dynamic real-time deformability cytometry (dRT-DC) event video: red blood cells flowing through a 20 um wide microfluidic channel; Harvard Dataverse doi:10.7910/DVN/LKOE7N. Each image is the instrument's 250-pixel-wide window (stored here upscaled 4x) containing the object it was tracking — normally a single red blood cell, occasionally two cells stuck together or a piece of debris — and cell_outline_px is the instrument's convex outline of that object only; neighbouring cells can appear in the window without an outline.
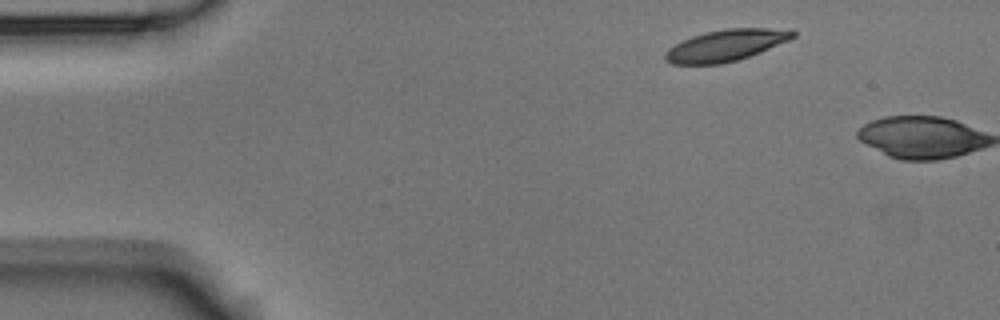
{"species": "Egyptian fruit bat (a non-hibernating species)", "species_latin": "Rousettus aegyptiacus", "temperature_condition": "room temperature", "stored_images_in_passage": 3, "camera_frame_rate_fps": 3000, "um_per_image_px": 0.085, "animal": {"sex": "male"}, "frame": {"image": 1, "passage_image": 1, "time_ms": 0.0, "image_size_px": [1000, 320], "cell_outline_px": [[796, 36], [788, 40], [760, 52], [736, 60], [720, 64], [672, 64], [664, 60], [664, 52], [668, 48], [692, 36], [704, 32], [724, 28], [792, 28], [796, 32]], "centroid_in_image_um": [61.71, 3.84], "position_along_channel_um": 23.3, "area_um2": 23.52}}